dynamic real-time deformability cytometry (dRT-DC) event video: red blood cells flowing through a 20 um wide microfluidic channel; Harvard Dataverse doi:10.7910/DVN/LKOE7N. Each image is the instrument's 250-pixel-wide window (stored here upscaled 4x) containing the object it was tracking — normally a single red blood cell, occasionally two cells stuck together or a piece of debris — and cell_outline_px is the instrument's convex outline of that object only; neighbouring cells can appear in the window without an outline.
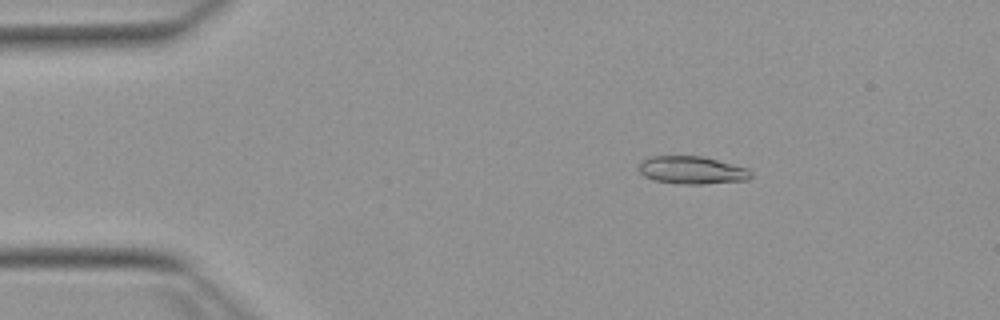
{"species": "Egyptian fruit bat (a non-hibernating species)", "species_latin": "Rousettus aegyptiacus", "temperature_condition": "warm", "stored_images_in_passage": 53, "camera_frame_rate_fps": 3000, "um_per_image_px": 0.085, "animal": {"sex": "female"}, "frame": {"image": 1, "passage_image": 9, "time_ms": 2.667, "image_size_px": [1000, 320], "cell_outline_px": [[752, 176], [748, 180], [704, 184], [680, 184], [656, 180], [644, 176], [636, 168], [644, 160], [652, 156], [700, 156], [748, 168], [752, 172]], "centroid_in_image_um": [58.83, 14.47], "position_along_channel_um": 26.2, "area_um2": 18.03}}
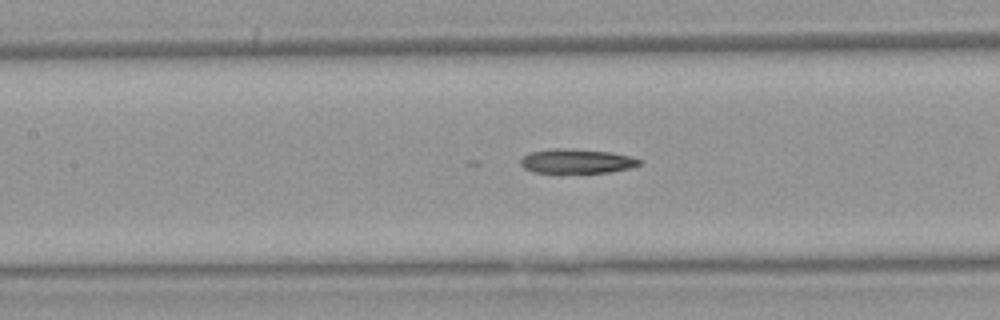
{"frame": {"image": 2, "passage_image": 24, "time_ms": 7.667, "image_size_px": [1000, 320], "cell_outline_px": [[640, 164], [632, 168], [608, 172], [560, 176], [556, 176], [532, 172], [524, 168], [520, 164], [520, 160], [528, 152], [552, 148], [564, 148], [612, 152], [632, 156], [640, 160]], "centroid_in_image_um": [48.95, 13.75], "position_along_channel_um": 158.5, "area_um2": 18.03}}
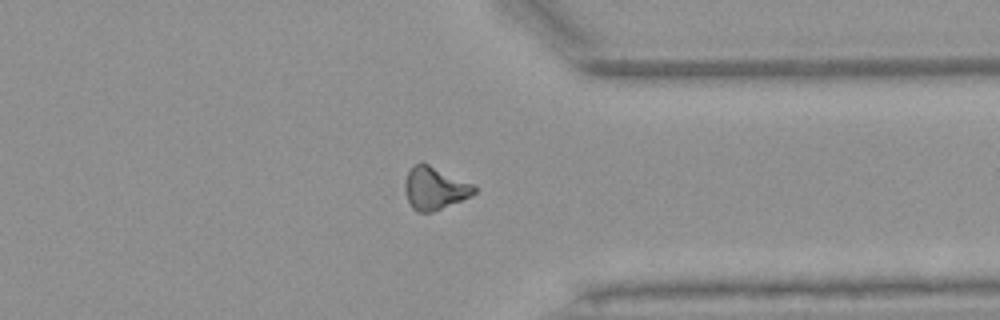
{"frame": {"image": 3, "passage_image": 41, "time_ms": 13.333, "image_size_px": [1000, 320], "cell_outline_px": [[476, 192], [472, 196], [432, 212], [420, 212], [412, 208], [404, 192], [404, 180], [412, 164], [420, 160], [472, 184], [476, 188]], "centroid_in_image_um": [36.9, 15.98], "position_along_channel_um": 374.5, "area_um2": 17.34}}